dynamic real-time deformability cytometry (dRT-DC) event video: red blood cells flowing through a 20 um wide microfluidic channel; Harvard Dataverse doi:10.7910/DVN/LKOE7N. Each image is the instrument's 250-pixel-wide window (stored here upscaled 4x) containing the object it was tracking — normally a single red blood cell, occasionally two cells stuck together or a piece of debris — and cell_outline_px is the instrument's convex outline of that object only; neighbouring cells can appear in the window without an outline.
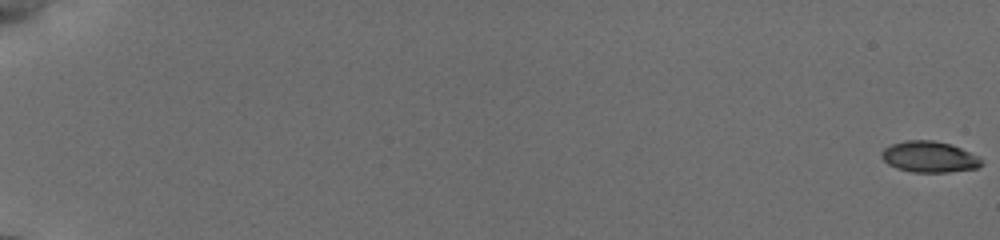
{"species": "common noctule bat (a hibernating species)", "species_latin": "Nyctalus noctula", "temperature_condition": "cold", "stored_images_in_passage": 52, "camera_frame_rate_fps": 3000, "um_per_image_px": 0.085, "animal": {"sex": "female", "body_mass_g": 19.5, "forearm_length_mm": 54.1}, "frame": {"image": 1, "passage_image": 1, "time_ms": 0.0, "image_size_px": [1000, 240], "cell_outline_px": [[984, 164], [976, 168], [948, 172], [912, 172], [896, 168], [888, 164], [880, 156], [880, 152], [884, 148], [892, 144], [904, 140], [932, 140], [952, 144], [980, 156], [984, 160]], "centroid_in_image_um": [79.02, 13.32], "position_along_channel_um": 6.0, "area_um2": 18.38}}
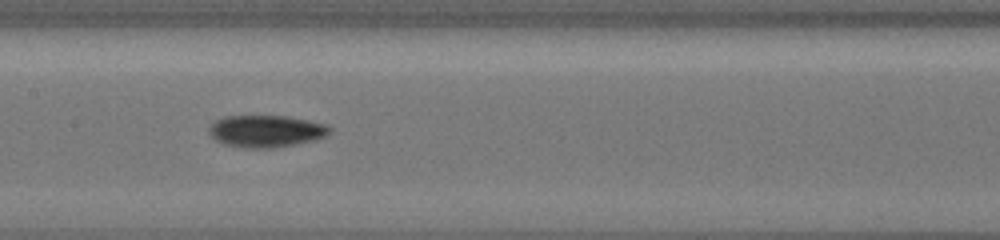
{"frame": {"image": 2, "passage_image": 30, "time_ms": 10.333, "image_size_px": [1000, 240], "cell_outline_px": [[332, 128], [324, 136], [316, 140], [272, 148], [244, 148], [224, 144], [216, 140], [208, 132], [208, 128], [216, 120], [224, 116], [288, 116], [308, 120], [324, 124]], "centroid_in_image_um": [22.59, 11.15], "position_along_channel_um": 184.8, "area_um2": 22.43}}
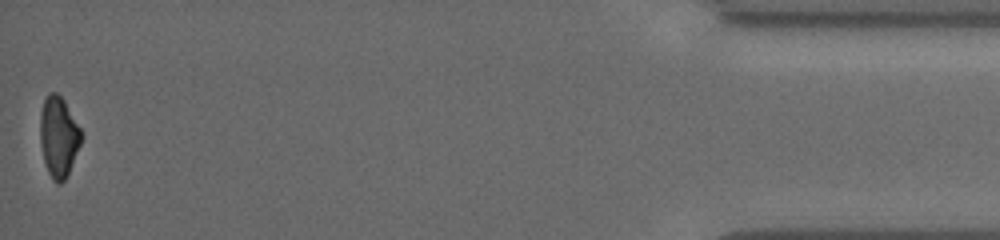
{"frame": {"image": 3, "passage_image": 52, "time_ms": 18.667, "image_size_px": [1000, 240], "cell_outline_px": [[84, 136], [68, 172], [64, 180], [60, 184], [56, 184], [52, 180], [48, 172], [44, 160], [40, 144], [40, 112], [44, 100], [48, 92], [56, 92], [64, 100], [84, 132]], "centroid_in_image_um": [4.99, 11.6], "position_along_channel_um": 430.2, "area_um2": 19.54}, "authors_computed_cell_mechanics": {"area_um2": 19.8543, "velocity_mm_per_s": 3.8492, "shape_relaxation_time_tau1_ms": 2.7176, "shape_relaxation_time_tau2_ms": null, "deformation_change_tau1": 0.122, "deformation_change_tau2": null}}